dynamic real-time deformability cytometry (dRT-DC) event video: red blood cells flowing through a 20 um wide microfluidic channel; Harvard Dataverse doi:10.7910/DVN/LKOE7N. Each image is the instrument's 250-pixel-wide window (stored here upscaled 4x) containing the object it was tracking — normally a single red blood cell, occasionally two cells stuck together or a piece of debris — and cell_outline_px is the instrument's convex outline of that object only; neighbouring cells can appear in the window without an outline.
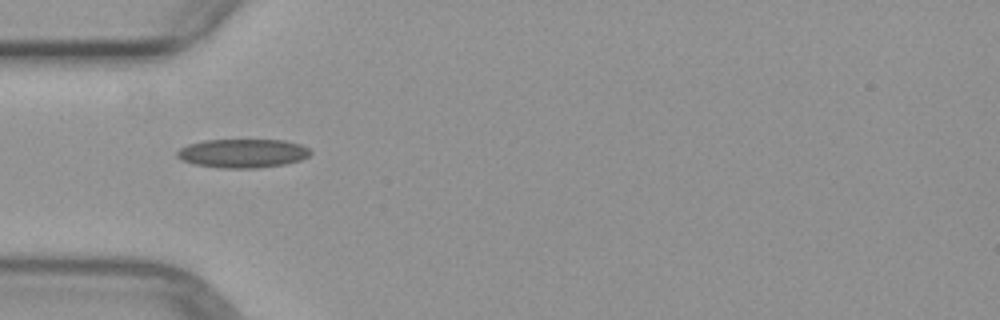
{"species": "common noctule bat (a hibernating species)", "species_latin": "Nyctalus noctula", "temperature_condition": "warm", "stored_images_in_passage": 1, "camera_frame_rate_fps": 3000, "um_per_image_px": 0.085, "animal": {"sex": "female", "body_mass_g": 29.2, "forearm_length_mm": 56.3}, "frame": {"image": 1, "passage_image": 1, "time_ms": 0.0, "image_size_px": [1000, 320], "cell_outline_px": [[312, 152], [308, 156], [300, 160], [284, 164], [256, 168], [220, 168], [196, 164], [184, 160], [176, 156], [176, 152], [180, 148], [188, 144], [204, 140], [284, 140], [300, 144], [308, 148]], "centroid_in_image_um": [20.63, 13.02], "position_along_channel_um": 64.4, "area_um2": 22.25}}